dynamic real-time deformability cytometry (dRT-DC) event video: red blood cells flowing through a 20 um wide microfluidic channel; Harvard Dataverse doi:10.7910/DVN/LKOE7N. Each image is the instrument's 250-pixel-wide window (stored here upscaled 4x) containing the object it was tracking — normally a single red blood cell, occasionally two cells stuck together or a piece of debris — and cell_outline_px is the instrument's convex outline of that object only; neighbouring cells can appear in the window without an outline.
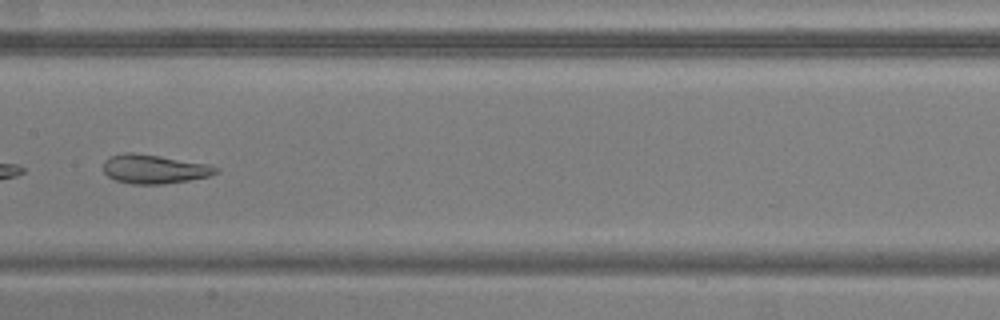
{"species": "common noctule bat (a hibernating species)", "species_latin": "Nyctalus noctula", "temperature_condition": "warm", "stored_images_in_passage": 21, "camera_frame_rate_fps": 3000, "um_per_image_px": 0.085, "animal": {"sex": "male", "body_mass_g": 20.5, "forearm_length_mm": 52.5}, "frame": {"image": 1, "passage_image": 15, "time_ms": 4.667, "image_size_px": [1000, 320], "cell_outline_px": [[220, 172], [208, 176], [188, 180], [164, 184], [132, 184], [116, 180], [108, 176], [104, 172], [104, 160], [108, 156], [124, 152], [132, 152], [160, 156], [208, 164], [220, 168]], "centroid_in_image_um": [13.1, 14.36], "position_along_channel_um": 194.3, "area_um2": 19.07}}